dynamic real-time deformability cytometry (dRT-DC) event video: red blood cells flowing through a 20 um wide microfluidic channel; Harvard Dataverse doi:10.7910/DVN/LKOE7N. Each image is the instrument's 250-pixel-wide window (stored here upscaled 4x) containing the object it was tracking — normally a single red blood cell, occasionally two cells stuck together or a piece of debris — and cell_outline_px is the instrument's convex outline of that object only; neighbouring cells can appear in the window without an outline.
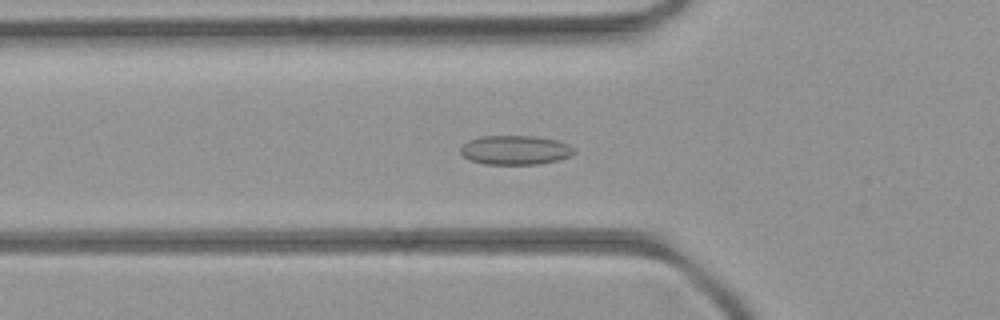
{"species": "common noctule bat (a hibernating species)", "species_latin": "Nyctalus noctula", "temperature_condition": "room temperature", "stored_images_in_passage": 40, "camera_frame_rate_fps": 3000, "um_per_image_px": 0.085, "animal": {"sex": "female", "body_mass_g": 21.9}, "frame": {"image": 1, "passage_image": 4, "time_ms": 1.0, "image_size_px": [1000, 320], "cell_outline_px": [[576, 152], [560, 160], [536, 164], [484, 164], [468, 160], [460, 152], [460, 148], [468, 140], [480, 136], [536, 136], [556, 140], [568, 144]], "centroid_in_image_um": [43.76, 12.75], "position_along_channel_um": 82.0, "area_um2": 19.36}}
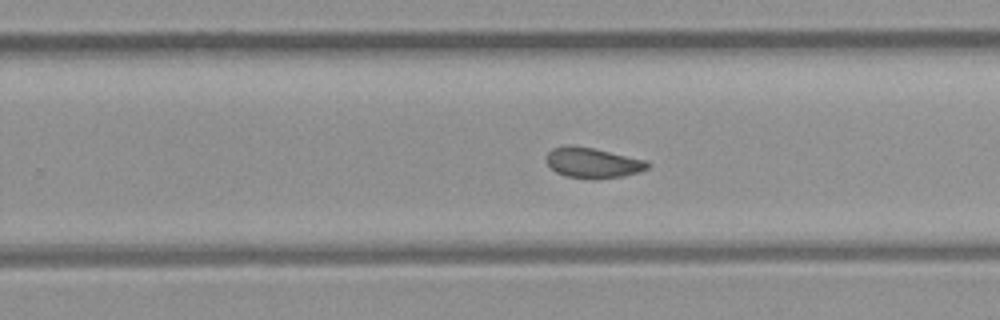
{"frame": {"image": 2, "passage_image": 19, "time_ms": 6.0, "image_size_px": [1000, 320], "cell_outline_px": [[652, 164], [648, 168], [640, 172], [624, 176], [592, 180], [588, 180], [564, 176], [556, 172], [548, 164], [548, 152], [552, 148], [564, 144], [572, 144], [592, 148], [648, 160]], "centroid_in_image_um": [50.41, 13.84], "position_along_channel_um": 279.4, "area_um2": 18.32}}
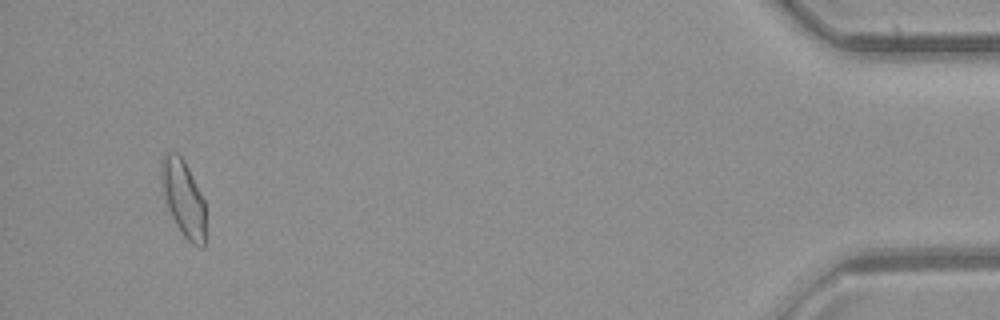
{"frame": {"image": 3, "passage_image": 36, "time_ms": 11.667, "image_size_px": [1000, 320], "cell_outline_px": [[204, 244], [200, 248], [192, 244], [180, 232], [168, 208], [164, 196], [160, 172], [160, 164], [164, 152], [176, 152], [184, 160], [204, 200]], "centroid_in_image_um": [15.56, 16.82], "position_along_channel_um": 419.6, "area_um2": 19.42}, "authors_computed_cell_mechanics": {"area_um2": 18.3226, "velocity_mm_per_s": 3.9411, "shape_relaxation_time_tau1_ms": null, "shape_relaxation_time_tau2_ms": 1.9568, "deformation_change_tau1": null, "deformation_change_tau2": 0.0642}}